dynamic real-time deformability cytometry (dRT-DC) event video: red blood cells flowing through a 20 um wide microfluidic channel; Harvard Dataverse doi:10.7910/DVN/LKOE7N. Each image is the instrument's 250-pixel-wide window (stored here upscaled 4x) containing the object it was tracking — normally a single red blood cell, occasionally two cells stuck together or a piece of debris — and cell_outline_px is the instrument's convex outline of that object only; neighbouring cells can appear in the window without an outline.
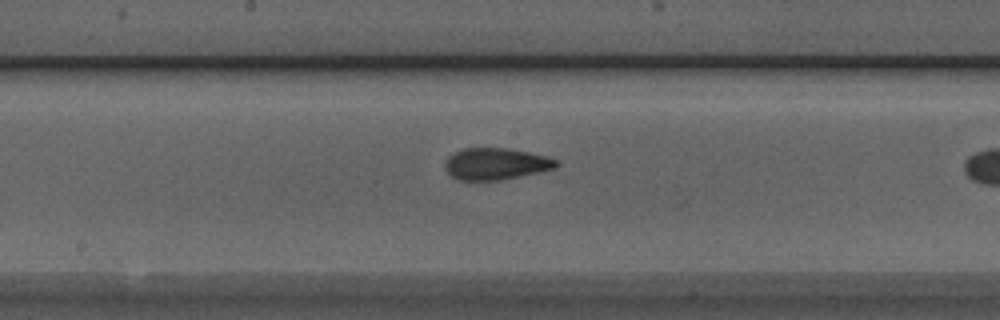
{"species": "Egyptian fruit bat (a non-hibernating species)", "species_latin": "Rousettus aegyptiacus", "temperature_condition": "room temperature", "stored_images_in_passage": 31, "camera_frame_rate_fps": 3000, "um_per_image_px": 0.085, "animal": {"sex": "male"}, "frame": {"image": 1, "passage_image": 17, "time_ms": 5.333, "image_size_px": [1000, 320], "cell_outline_px": [[560, 164], [552, 168], [536, 172], [500, 180], [456, 180], [444, 168], [444, 164], [448, 156], [464, 148], [508, 148], [548, 156], [556, 160]], "centroid_in_image_um": [42.1, 13.92], "position_along_channel_um": 206.1, "area_um2": 20.35}}
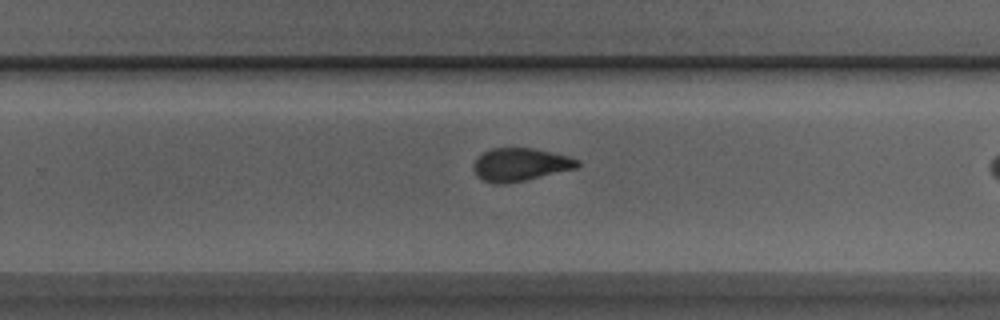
{"frame": {"image": 2, "passage_image": 23, "time_ms": 7.333, "image_size_px": [1000, 320], "cell_outline_px": [[580, 164], [576, 168], [524, 180], [500, 184], [496, 184], [484, 180], [476, 176], [476, 160], [484, 152], [492, 148], [532, 148], [568, 156], [580, 160]], "centroid_in_image_um": [44.26, 13.98], "position_along_channel_um": 285.5, "area_um2": 19.42}}
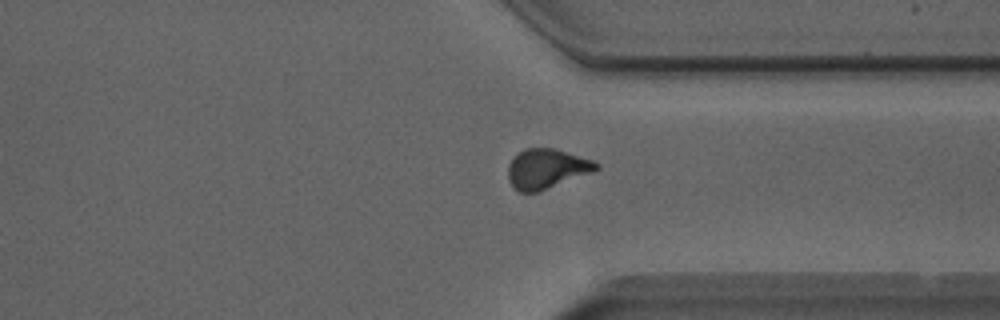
{"frame": {"image": 3, "passage_image": 29, "time_ms": 9.333, "image_size_px": [1000, 320], "cell_outline_px": [[600, 168], [592, 172], [540, 192], [520, 192], [508, 180], [508, 164], [524, 148], [556, 148], [592, 160], [600, 164]], "centroid_in_image_um": [46.48, 14.34], "position_along_channel_um": 364.9, "area_um2": 20.4}}